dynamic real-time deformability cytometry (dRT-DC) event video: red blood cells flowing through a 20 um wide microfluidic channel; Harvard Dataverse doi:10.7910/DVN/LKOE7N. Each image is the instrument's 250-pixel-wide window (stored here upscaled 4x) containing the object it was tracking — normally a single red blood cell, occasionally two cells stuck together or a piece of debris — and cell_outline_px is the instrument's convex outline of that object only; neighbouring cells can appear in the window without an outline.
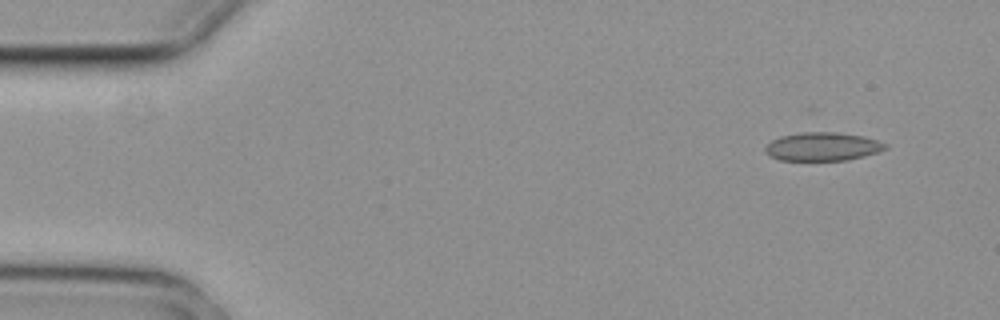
{"species": "common noctule bat (a hibernating species)", "species_latin": "Nyctalus noctula", "temperature_condition": "cold", "stored_images_in_passage": 4, "camera_frame_rate_fps": 3000, "um_per_image_px": 0.085, "animal": {"sex": "female", "body_mass_g": 29.2, "forearm_length_mm": 56.3}, "frame": {"image": 1, "passage_image": 1, "time_ms": 0.0, "image_size_px": [1000, 320], "cell_outline_px": [[888, 148], [880, 152], [848, 160], [780, 160], [768, 156], [764, 152], [764, 148], [772, 140], [780, 136], [800, 132], [836, 132], [864, 136], [888, 144]], "centroid_in_image_um": [69.92, 12.46], "position_along_channel_um": 15.1, "area_um2": 20.11}}
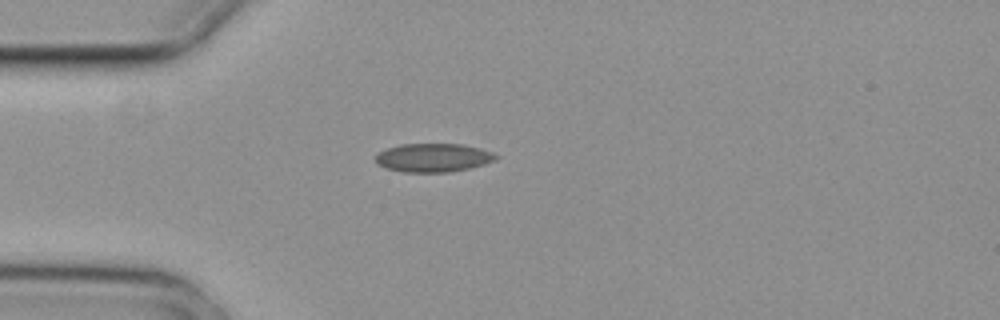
{"frame": {"image": 2, "passage_image": 4, "time_ms": 1.0, "image_size_px": [1000, 320], "cell_outline_px": [[500, 156], [496, 160], [484, 164], [468, 168], [448, 172], [404, 172], [384, 168], [376, 164], [376, 156], [380, 152], [388, 148], [400, 144], [464, 144], [480, 148], [492, 152]], "centroid_in_image_um": [36.84, 13.4], "position_along_channel_um": 48.2, "area_um2": 20.06}}